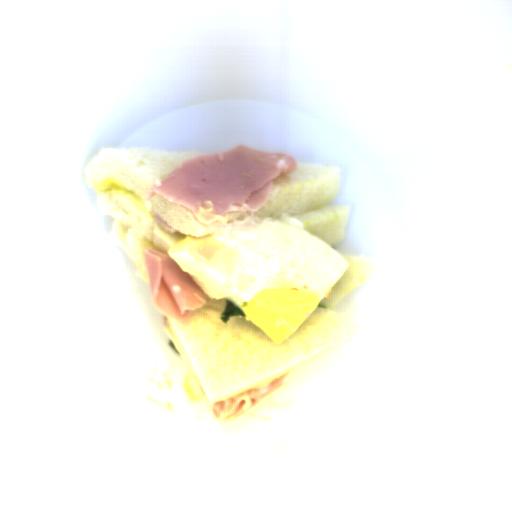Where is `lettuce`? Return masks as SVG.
I'll use <instances>...</instances> for the list:
<instances>
[{"label":"lettuce","mask_w":512,"mask_h":512,"mask_svg":"<svg viewBox=\"0 0 512 512\" xmlns=\"http://www.w3.org/2000/svg\"><path fill=\"white\" fill-rule=\"evenodd\" d=\"M245 316H247L245 312L234 300L225 299L224 309L220 314L223 325L229 322L231 318Z\"/></svg>","instance_id":"9fb2a089"},{"label":"lettuce","mask_w":512,"mask_h":512,"mask_svg":"<svg viewBox=\"0 0 512 512\" xmlns=\"http://www.w3.org/2000/svg\"><path fill=\"white\" fill-rule=\"evenodd\" d=\"M167 344L177 355H180V352L178 351V349L175 347L171 340L167 339Z\"/></svg>","instance_id":"494a5c6d"},{"label":"lettuce","mask_w":512,"mask_h":512,"mask_svg":"<svg viewBox=\"0 0 512 512\" xmlns=\"http://www.w3.org/2000/svg\"><path fill=\"white\" fill-rule=\"evenodd\" d=\"M317 307H323V308H327L326 304L325 303H319Z\"/></svg>","instance_id":"88b5c38a"}]
</instances>
